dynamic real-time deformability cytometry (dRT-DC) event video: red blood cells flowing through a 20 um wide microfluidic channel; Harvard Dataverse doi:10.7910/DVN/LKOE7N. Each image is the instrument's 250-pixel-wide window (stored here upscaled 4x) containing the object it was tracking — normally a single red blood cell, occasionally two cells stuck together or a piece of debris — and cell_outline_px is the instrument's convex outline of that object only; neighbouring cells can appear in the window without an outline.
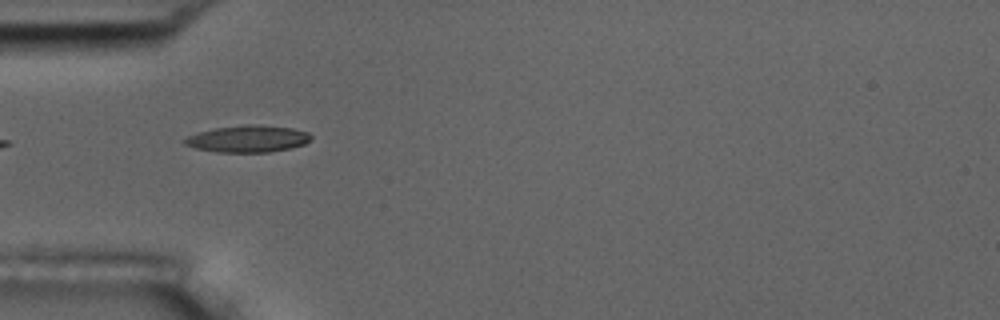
{"species": "common noctule bat (a hibernating species)", "species_latin": "Nyctalus noctula", "temperature_condition": "room temperature", "stored_images_in_passage": 4, "camera_frame_rate_fps": 3000, "um_per_image_px": 0.085, "animal": {"sex": "male", "body_mass_g": 17.5, "forearm_length_mm": 52.3}, "frame": {"image": 1, "passage_image": 3, "time_ms": 2.333, "image_size_px": [1000, 320], "cell_outline_px": [[312, 140], [304, 144], [288, 148], [268, 152], [216, 152], [196, 148], [184, 144], [184, 140], [188, 136], [200, 132], [216, 128], [244, 124], [252, 124], [292, 128], [308, 132], [312, 136]], "centroid_in_image_um": [21.09, 11.8], "position_along_channel_um": 63.9, "area_um2": 19.59}}